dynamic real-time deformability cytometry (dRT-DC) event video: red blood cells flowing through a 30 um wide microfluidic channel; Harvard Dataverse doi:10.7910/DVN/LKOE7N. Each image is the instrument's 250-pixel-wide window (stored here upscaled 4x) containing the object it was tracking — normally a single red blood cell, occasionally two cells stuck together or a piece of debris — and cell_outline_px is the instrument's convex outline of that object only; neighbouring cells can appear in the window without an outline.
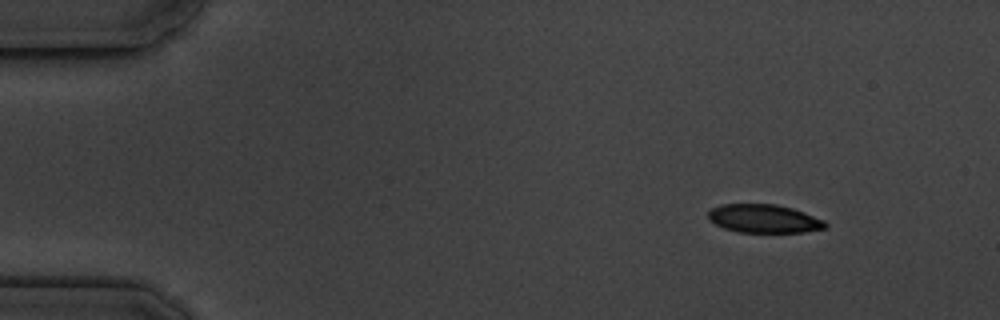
{"species": "common noctule bat (a hibernating species)", "species_latin": "Nyctalus noctula", "temperature_condition": "cold", "stored_images_in_passage": 5, "camera_frame_rate_fps": 3000, "um_per_image_px": 0.085, "animal": {"sex": "male", "body_mass_g": 19.5, "forearm_length_mm": 54.6}, "frame": {"image": 1, "passage_image": 1, "time_ms": 0.0, "image_size_px": [1000, 320], "cell_outline_px": [[828, 224], [824, 228], [804, 232], [736, 232], [724, 228], [708, 220], [708, 212], [712, 208], [720, 204], [776, 204], [792, 208], [804, 212], [824, 220]], "centroid_in_image_um": [64.91, 18.58], "position_along_channel_um": 20.1, "area_um2": 19.42}}
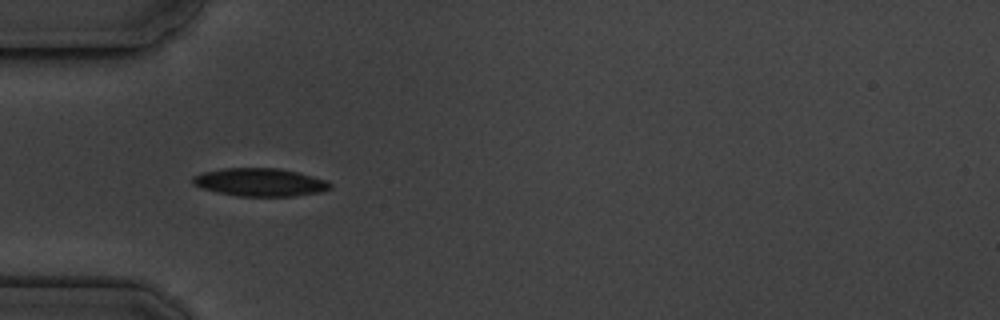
{"frame": {"image": 2, "passage_image": 4, "time_ms": 3.667, "image_size_px": [1000, 320], "cell_outline_px": [[332, 188], [320, 192], [292, 196], [240, 196], [216, 192], [192, 184], [192, 176], [204, 172], [224, 168], [276, 168], [296, 172], [312, 176], [324, 180], [332, 184]], "centroid_in_image_um": [22.08, 15.49], "position_along_channel_um": 62.9, "area_um2": 22.2}}